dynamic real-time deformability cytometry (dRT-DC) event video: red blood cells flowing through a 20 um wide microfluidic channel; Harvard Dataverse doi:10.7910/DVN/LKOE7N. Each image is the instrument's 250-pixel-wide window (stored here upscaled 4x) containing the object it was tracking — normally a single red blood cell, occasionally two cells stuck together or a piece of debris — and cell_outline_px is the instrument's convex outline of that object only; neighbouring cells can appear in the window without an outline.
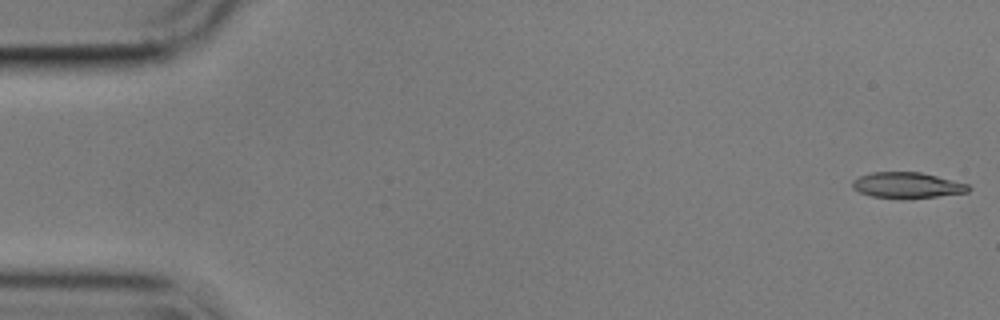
{"species": "common noctule bat (a hibernating species)", "species_latin": "Nyctalus noctula", "temperature_condition": "cold", "stored_images_in_passage": 51, "camera_frame_rate_fps": 3000, "um_per_image_px": 0.085, "animal": {"sex": "male", "body_mass_g": 17.9}, "frame": {"image": 1, "passage_image": 1, "time_ms": 0.0, "image_size_px": [1000, 320], "cell_outline_px": [[972, 188], [968, 192], [936, 196], [872, 196], [860, 192], [852, 188], [852, 180], [860, 176], [872, 172], [920, 172], [968, 184]], "centroid_in_image_um": [77.1, 15.7], "position_along_channel_um": 7.9, "area_um2": 16.65}}
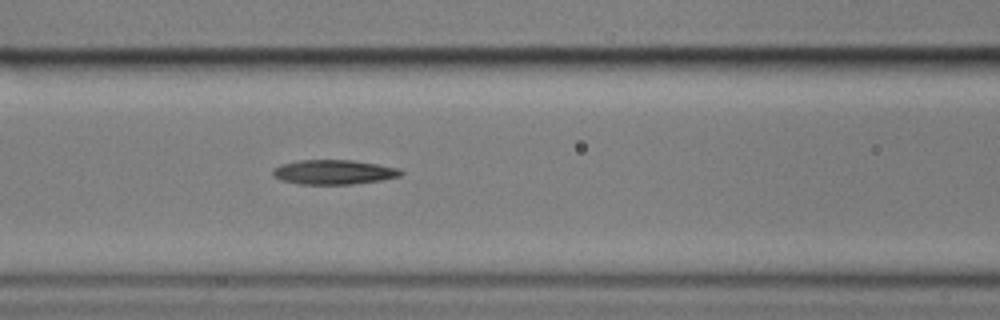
{"frame": {"image": 2, "passage_image": 23, "time_ms": 7.333, "image_size_px": [1000, 320], "cell_outline_px": [[404, 172], [400, 176], [380, 180], [352, 184], [300, 184], [280, 180], [272, 176], [272, 168], [280, 164], [300, 160], [352, 160], [400, 168]], "centroid_in_image_um": [28.33, 14.62], "position_along_channel_um": 138.3, "area_um2": 18.38}}
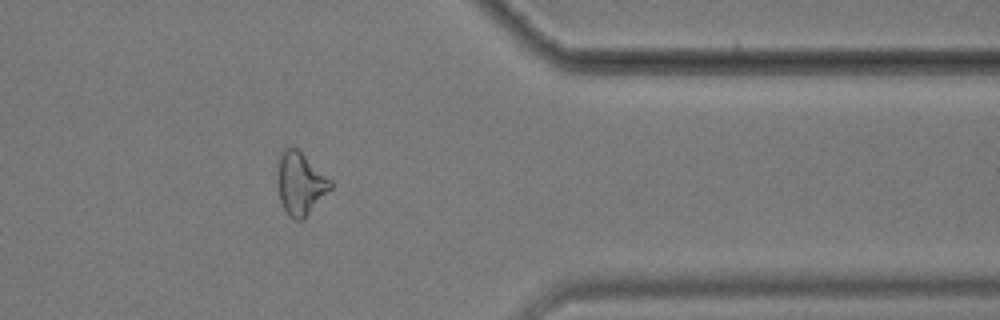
{"frame": {"image": 3, "passage_image": 45, "time_ms": 14.667, "image_size_px": [1000, 320], "cell_outline_px": [[332, 188], [304, 220], [296, 220], [288, 216], [284, 212], [280, 200], [280, 156], [284, 148], [296, 148], [332, 180]], "centroid_in_image_um": [25.58, 15.67], "position_along_channel_um": 385.8, "area_um2": 18.84}, "authors_computed_cell_mechanics": {"area_um2": 18.4382, "velocity_mm_per_s": 3.5833, "shape_relaxation_time_tau1_ms": 5.3845, "shape_relaxation_time_tau2_ms": null, "deformation_change_tau1": 0.129, "deformation_change_tau2": null}}